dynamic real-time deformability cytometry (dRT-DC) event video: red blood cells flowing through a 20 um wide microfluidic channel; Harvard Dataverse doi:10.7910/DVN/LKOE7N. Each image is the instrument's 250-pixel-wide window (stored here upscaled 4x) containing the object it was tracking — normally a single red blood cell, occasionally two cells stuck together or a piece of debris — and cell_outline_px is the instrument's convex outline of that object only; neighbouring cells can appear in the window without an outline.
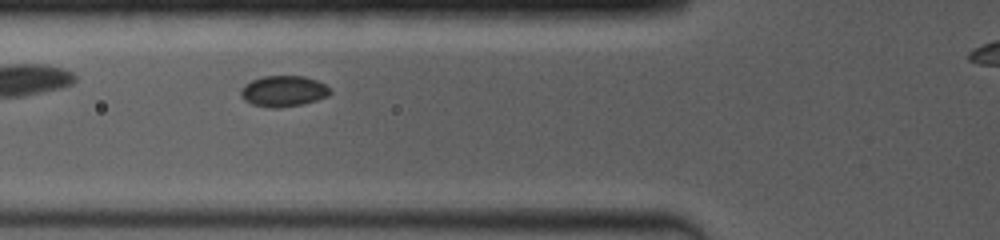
{"species": "common noctule bat (a hibernating species)", "species_latin": "Nyctalus noctula", "temperature_condition": "room temperature", "stored_images_in_passage": 34, "camera_frame_rate_fps": 4000, "um_per_image_px": 0.085, "animal": {"sex": "female", "body_mass_g": 19.0, "forearm_length_mm": 53.3}, "frame": {"image": 1, "passage_image": 9, "time_ms": 2.5, "image_size_px": [1000, 240], "cell_outline_px": [[332, 92], [328, 96], [304, 104], [280, 108], [268, 108], [252, 104], [244, 100], [240, 96], [240, 88], [244, 84], [252, 80], [264, 76], [304, 76], [316, 80], [324, 84]], "centroid_in_image_um": [24.06, 7.76], "position_along_channel_um": 101.7, "area_um2": 16.24}}